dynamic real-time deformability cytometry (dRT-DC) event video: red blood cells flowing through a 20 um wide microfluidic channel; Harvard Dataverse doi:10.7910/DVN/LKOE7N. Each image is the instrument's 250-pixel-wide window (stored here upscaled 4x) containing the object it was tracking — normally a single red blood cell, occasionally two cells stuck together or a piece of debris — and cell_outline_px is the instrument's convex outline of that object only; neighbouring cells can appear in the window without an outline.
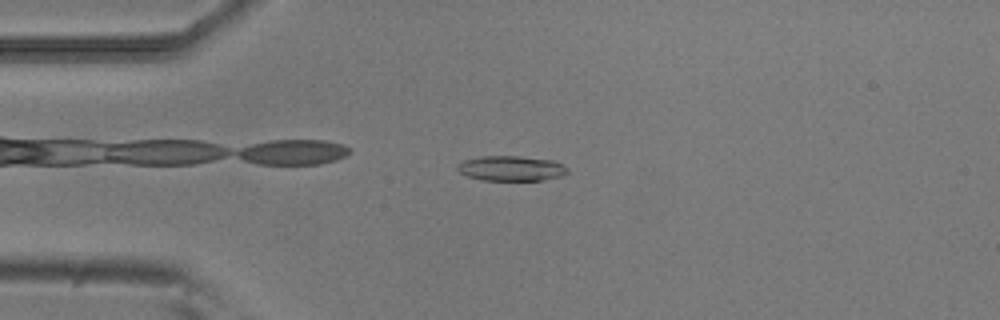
{"species": "common noctule bat (a hibernating species)", "species_latin": "Nyctalus noctula", "temperature_condition": "room temperature", "stored_images_in_passage": 52, "camera_frame_rate_fps": 3000, "um_per_image_px": 0.085, "animal": {"sex": "male", "body_mass_g": 20.5, "forearm_length_mm": 52.5}, "frame": {"image": 1, "passage_image": 12, "time_ms": 3.667, "image_size_px": [1000, 320], "cell_outline_px": [[568, 172], [560, 176], [540, 180], [480, 180], [468, 176], [460, 172], [456, 168], [456, 164], [464, 160], [480, 156], [520, 156], [552, 160], [568, 168]], "centroid_in_image_um": [43.4, 14.3], "position_along_channel_um": 41.6, "area_um2": 16.01}}
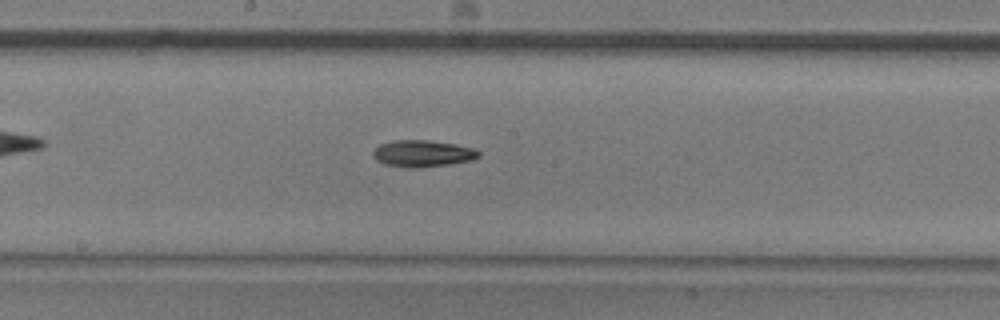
{"frame": {"image": 2, "passage_image": 27, "time_ms": 8.667, "image_size_px": [1000, 320], "cell_outline_px": [[480, 156], [472, 160], [448, 164], [420, 168], [408, 168], [384, 164], [376, 160], [372, 152], [380, 144], [392, 140], [428, 140], [456, 144], [476, 148], [480, 152]], "centroid_in_image_um": [35.94, 13.05], "position_along_channel_um": 212.3, "area_um2": 16.59}}
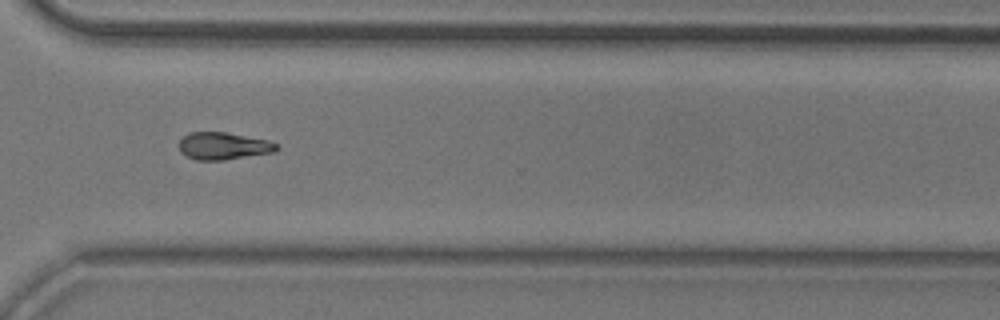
{"frame": {"image": 3, "passage_image": 38, "time_ms": 12.333, "image_size_px": [1000, 320], "cell_outline_px": [[280, 148], [276, 152], [224, 160], [196, 160], [180, 152], [180, 140], [184, 136], [192, 132], [228, 132], [268, 140], [280, 144]], "centroid_in_image_um": [19.06, 12.41], "position_along_channel_um": 351.5, "area_um2": 15.66}, "authors_computed_cell_mechanics": {"area_um2": 15.7505, "velocity_mm_per_s": 3.8156, "shape_relaxation_time_tau1_ms": 3.8049, "shape_relaxation_time_tau2_ms": null, "deformation_change_tau1": 0.1478, "deformation_change_tau2": null}}